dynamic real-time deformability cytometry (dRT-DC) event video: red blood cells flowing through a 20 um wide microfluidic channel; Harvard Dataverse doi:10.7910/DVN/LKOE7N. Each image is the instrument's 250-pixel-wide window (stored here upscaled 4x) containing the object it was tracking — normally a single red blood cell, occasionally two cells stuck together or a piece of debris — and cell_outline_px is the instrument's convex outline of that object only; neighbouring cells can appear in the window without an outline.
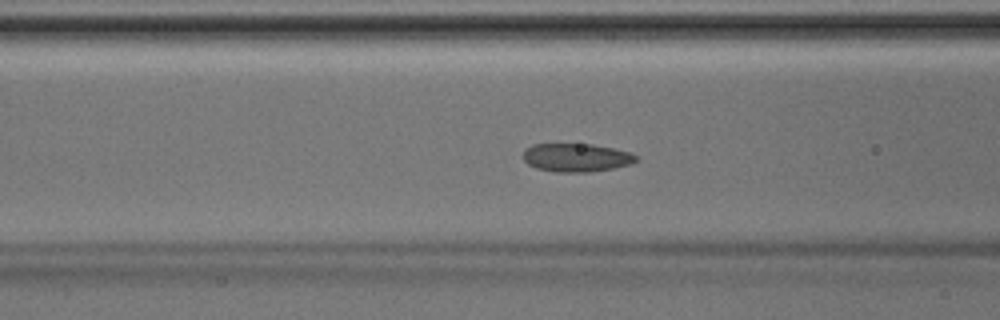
{"species": "Egyptian fruit bat (a non-hibernating species)", "species_latin": "Rousettus aegyptiacus", "temperature_condition": "room temperature", "stored_images_in_passage": 45, "camera_frame_rate_fps": 3000, "um_per_image_px": 0.085, "animal": {"sex": "male"}, "frame": {"image": 1, "passage_image": 18, "time_ms": 5.667, "image_size_px": [1000, 320], "cell_outline_px": [[640, 160], [628, 164], [612, 168], [588, 172], [556, 172], [536, 168], [528, 164], [524, 160], [524, 152], [532, 144], [592, 144], [632, 152], [640, 156]], "centroid_in_image_um": [49.03, 13.39], "position_along_channel_um": 117.6, "area_um2": 18.67}}
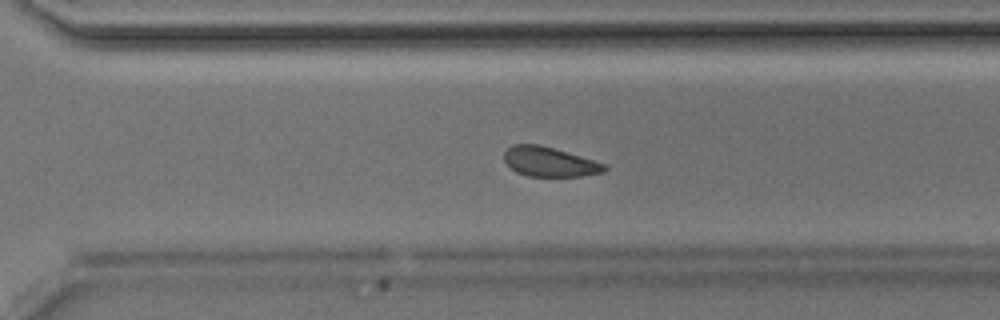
{"frame": {"image": 2, "passage_image": 32, "time_ms": 10.333, "image_size_px": [1000, 320], "cell_outline_px": [[608, 168], [604, 172], [580, 176], [528, 176], [516, 172], [504, 160], [504, 152], [512, 144], [540, 144], [608, 164]], "centroid_in_image_um": [46.73, 13.75], "position_along_channel_um": 323.9, "area_um2": 17.34}}
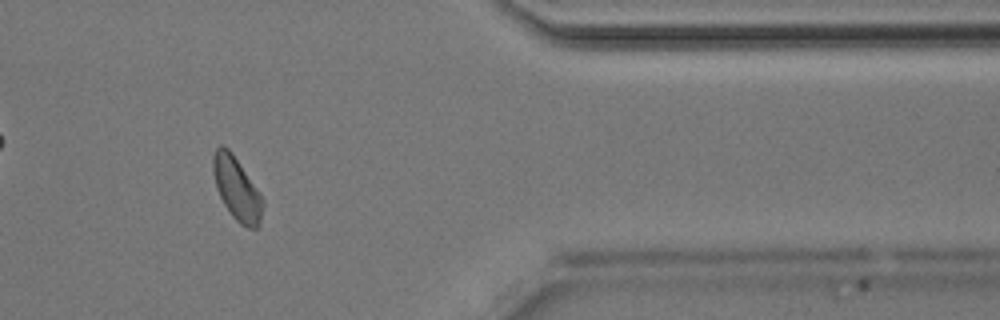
{"frame": {"image": 3, "passage_image": 38, "time_ms": 12.333, "image_size_px": [1000, 320], "cell_outline_px": [[264, 204], [260, 224], [256, 228], [248, 228], [240, 224], [232, 216], [224, 204], [216, 188], [212, 172], [212, 156], [216, 148], [220, 144], [224, 144], [232, 152], [260, 192], [264, 200]], "centroid_in_image_um": [20.12, 16.02], "position_along_channel_um": 391.3, "area_um2": 18.55}}